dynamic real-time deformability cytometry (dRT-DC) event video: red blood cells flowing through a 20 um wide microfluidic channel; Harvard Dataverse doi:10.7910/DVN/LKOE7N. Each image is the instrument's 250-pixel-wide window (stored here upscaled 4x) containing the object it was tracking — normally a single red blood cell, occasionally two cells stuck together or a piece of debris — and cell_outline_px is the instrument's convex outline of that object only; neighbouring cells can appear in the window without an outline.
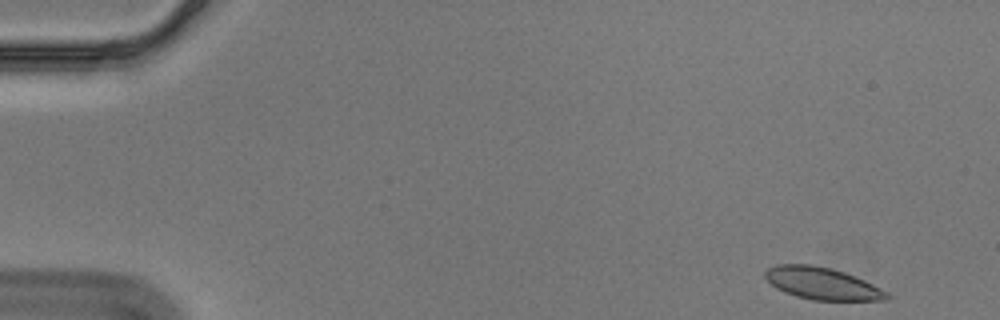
{"species": "Egyptian fruit bat (a non-hibernating species)", "species_latin": "Rousettus aegyptiacus", "temperature_condition": "cold", "stored_images_in_passage": 54, "camera_frame_rate_fps": 3000, "um_per_image_px": 0.085, "animal": {"sex": "male"}, "frame": {"image": 1, "passage_image": 1, "time_ms": 0.0, "image_size_px": [1000, 320], "cell_outline_px": [[892, 296], [884, 300], [812, 300], [796, 296], [784, 292], [776, 288], [764, 276], [764, 272], [768, 268], [776, 264], [812, 264], [844, 272], [864, 280], [888, 292]], "centroid_in_image_um": [69.87, 24.09], "position_along_channel_um": 15.1, "area_um2": 22.66}}
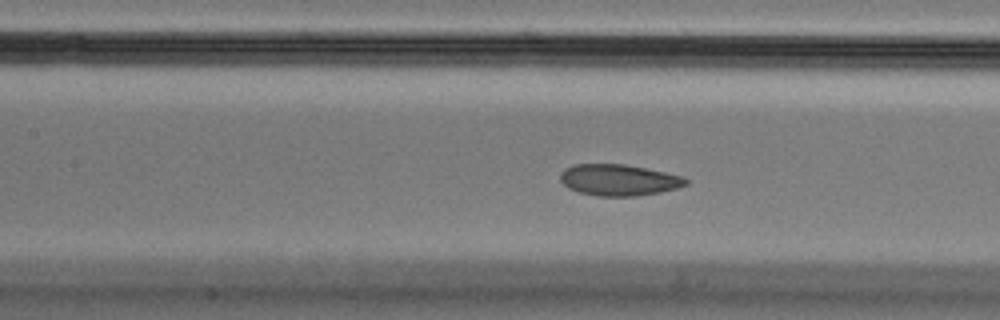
{"frame": {"image": 2, "passage_image": 23, "time_ms": 7.333, "image_size_px": [1000, 320], "cell_outline_px": [[688, 184], [676, 188], [660, 192], [636, 196], [596, 196], [580, 192], [568, 188], [560, 180], [560, 172], [564, 168], [572, 164], [624, 164], [684, 176], [688, 180]], "centroid_in_image_um": [52.57, 15.29], "position_along_channel_um": 154.8, "area_um2": 22.95}}
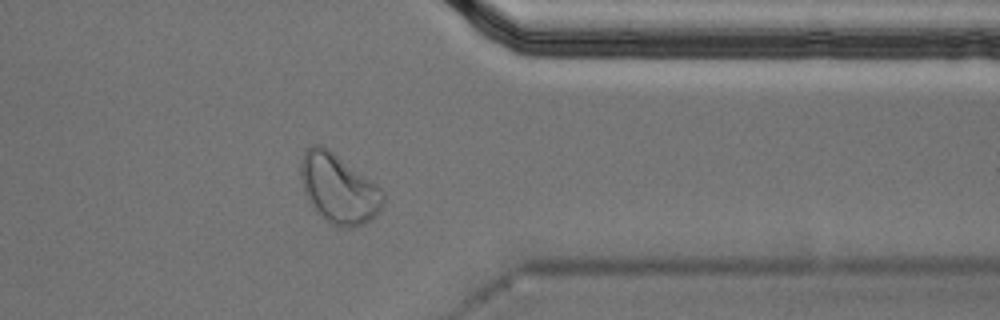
{"frame": {"image": 3, "passage_image": 43, "time_ms": 14.0, "image_size_px": [1000, 320], "cell_outline_px": [[384, 204], [376, 216], [364, 224], [352, 228], [340, 228], [324, 220], [316, 212], [308, 200], [304, 192], [300, 176], [300, 164], [304, 152], [312, 144], [320, 144], [328, 148], [376, 184], [384, 192]], "centroid_in_image_um": [28.78, 16.06], "position_along_channel_um": 382.6, "area_um2": 33.52}, "authors_computed_cell_mechanics": {"area_um2": 23.4957, "velocity_mm_per_s": 3.523, "shape_relaxation_time_tau1_ms": 5.7315, "shape_relaxation_time_tau2_ms": 1.3474, "deformation_change_tau1": 0.1196, "deformation_change_tau2": 0.0589}}